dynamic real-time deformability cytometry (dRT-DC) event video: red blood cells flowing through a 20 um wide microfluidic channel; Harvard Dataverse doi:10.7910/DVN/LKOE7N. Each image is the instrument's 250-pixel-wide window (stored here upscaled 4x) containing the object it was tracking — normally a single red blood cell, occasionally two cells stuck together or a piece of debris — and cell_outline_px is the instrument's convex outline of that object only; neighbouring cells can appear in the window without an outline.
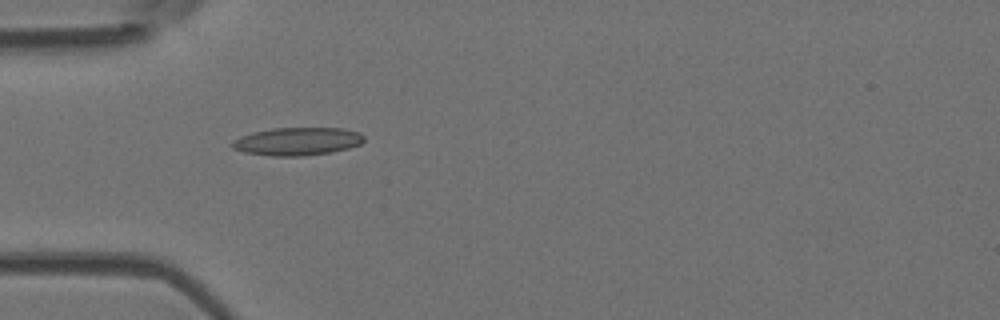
{"species": "Egyptian fruit bat (a non-hibernating species)", "species_latin": "Rousettus aegyptiacus", "temperature_condition": "room temperature", "stored_images_in_passage": 8, "camera_frame_rate_fps": 3000, "um_per_image_px": 0.085, "animal": {"sex": "female"}, "frame": {"image": 1, "passage_image": 4, "time_ms": 4.333, "image_size_px": [1000, 320], "cell_outline_px": [[364, 140], [360, 144], [348, 148], [332, 152], [304, 156], [272, 156], [244, 152], [232, 148], [232, 140], [240, 136], [252, 132], [272, 128], [344, 128], [360, 132], [364, 136]], "centroid_in_image_um": [25.27, 12.01], "position_along_channel_um": 59.7, "area_um2": 21.62}}
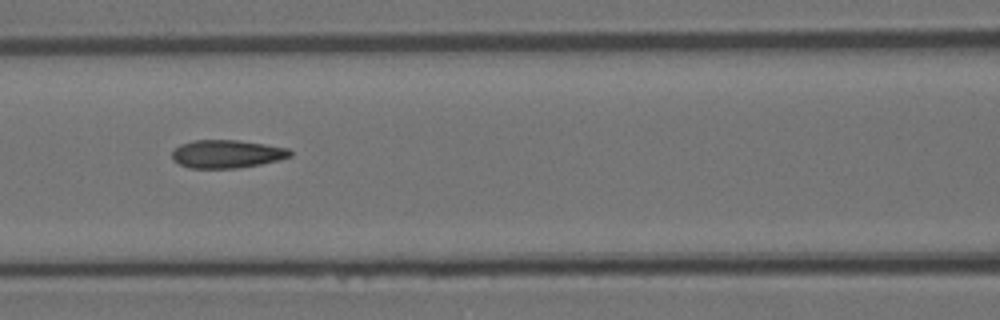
{"frame": {"image": 2, "passage_image": 6, "time_ms": 6.667, "image_size_px": [1000, 320], "cell_outline_px": [[292, 156], [280, 160], [260, 164], [236, 168], [188, 168], [172, 160], [172, 152], [180, 144], [196, 140], [236, 140], [264, 144], [288, 148], [292, 152]], "centroid_in_image_um": [19.28, 13.09], "position_along_channel_um": 147.3, "area_um2": 19.31}}
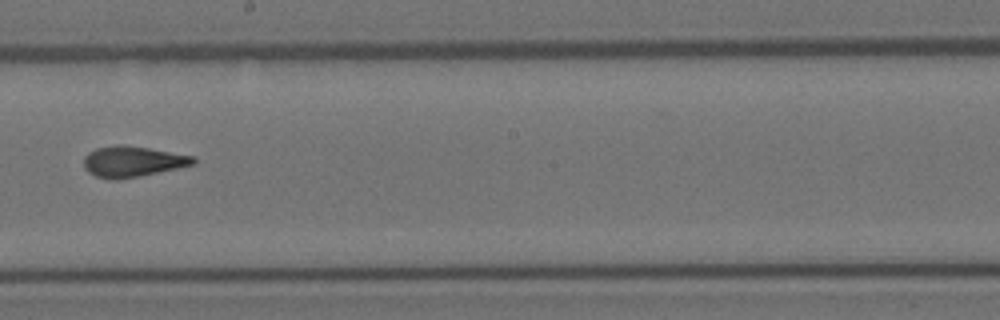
{"frame": {"image": 3, "passage_image": 8, "time_ms": 9.0, "image_size_px": [1000, 320], "cell_outline_px": [[196, 164], [116, 180], [96, 176], [88, 172], [84, 168], [84, 156], [88, 152], [96, 148], [116, 144], [124, 144], [196, 156]], "centroid_in_image_um": [11.25, 13.71], "position_along_channel_um": 236.9, "area_um2": 19.54}}